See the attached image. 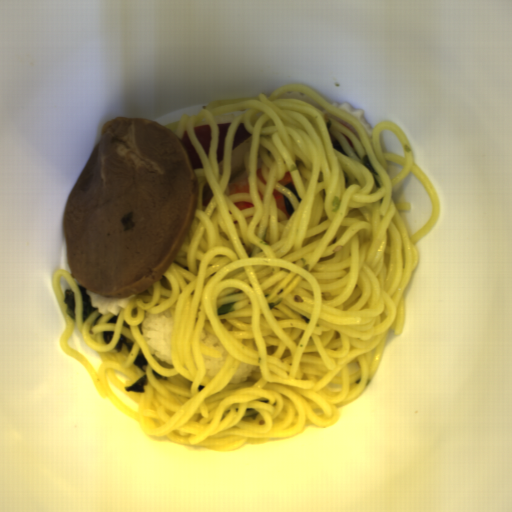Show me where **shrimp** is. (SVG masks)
Instances as JSON below:
<instances>
[{
  "label": "shrimp",
  "instance_id": "1",
  "mask_svg": "<svg viewBox=\"0 0 512 512\" xmlns=\"http://www.w3.org/2000/svg\"><path fill=\"white\" fill-rule=\"evenodd\" d=\"M249 193L248 176L247 174L236 181H231L228 184V195L233 194H246Z\"/></svg>",
  "mask_w": 512,
  "mask_h": 512
},
{
  "label": "shrimp",
  "instance_id": "2",
  "mask_svg": "<svg viewBox=\"0 0 512 512\" xmlns=\"http://www.w3.org/2000/svg\"><path fill=\"white\" fill-rule=\"evenodd\" d=\"M275 201H276V204H277V208L279 210H281L285 216L289 219L290 218V213L286 210V207H285V202H284V197H283V194L281 193L280 190H275L273 191L272 193Z\"/></svg>",
  "mask_w": 512,
  "mask_h": 512
},
{
  "label": "shrimp",
  "instance_id": "3",
  "mask_svg": "<svg viewBox=\"0 0 512 512\" xmlns=\"http://www.w3.org/2000/svg\"><path fill=\"white\" fill-rule=\"evenodd\" d=\"M233 204L237 207V209L239 211H242V212L255 207L253 203H249V202H241L240 201V202L233 203Z\"/></svg>",
  "mask_w": 512,
  "mask_h": 512
},
{
  "label": "shrimp",
  "instance_id": "4",
  "mask_svg": "<svg viewBox=\"0 0 512 512\" xmlns=\"http://www.w3.org/2000/svg\"><path fill=\"white\" fill-rule=\"evenodd\" d=\"M281 185H288L293 183L290 171L285 172L284 176L278 180Z\"/></svg>",
  "mask_w": 512,
  "mask_h": 512
}]
</instances>
